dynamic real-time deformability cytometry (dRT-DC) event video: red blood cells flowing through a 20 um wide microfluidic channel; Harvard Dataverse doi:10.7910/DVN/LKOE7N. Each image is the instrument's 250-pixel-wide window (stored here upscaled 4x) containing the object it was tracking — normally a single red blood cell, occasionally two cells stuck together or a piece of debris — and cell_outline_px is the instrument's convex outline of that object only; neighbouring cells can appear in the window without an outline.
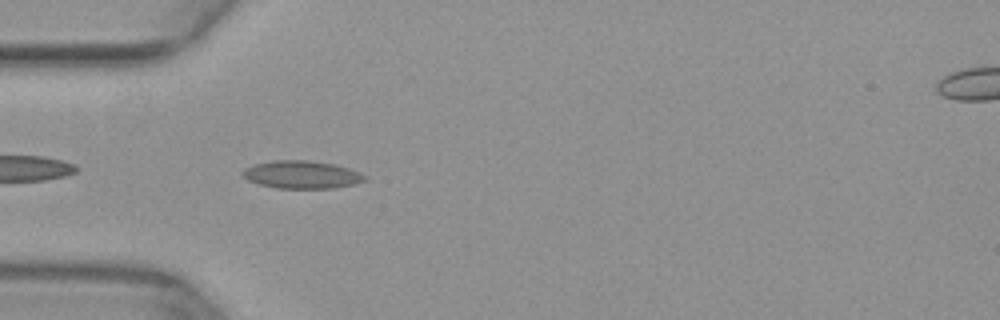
{"species": "common noctule bat (a hibernating species)", "species_latin": "Nyctalus noctula", "temperature_condition": "warm", "stored_images_in_passage": 37, "camera_frame_rate_fps": 3000, "um_per_image_px": 0.085, "animal": {"sex": "female", "body_mass_g": 29.2, "forearm_length_mm": 56.3}, "frame": {"image": 1, "passage_image": 2, "time_ms": 0.333, "image_size_px": [1000, 320], "cell_outline_px": [[368, 180], [356, 184], [332, 188], [276, 188], [260, 184], [248, 180], [240, 172], [244, 168], [252, 164], [272, 160], [304, 160], [336, 164], [360, 172], [368, 176]], "centroid_in_image_um": [25.67, 14.84], "position_along_channel_um": 59.3, "area_um2": 20.0}}
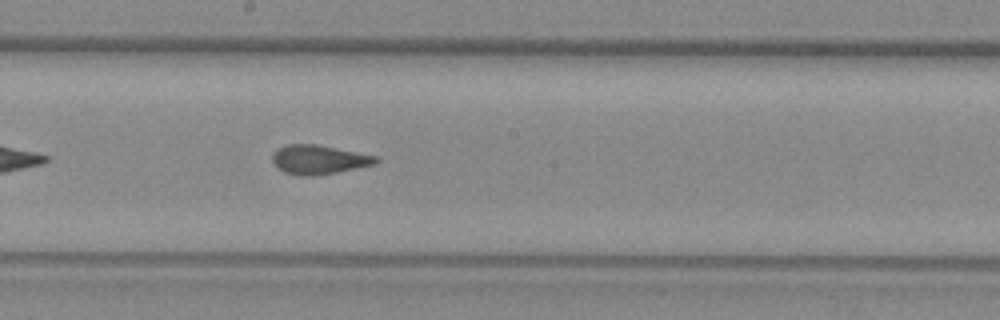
{"frame": {"image": 2, "passage_image": 14, "time_ms": 4.333, "image_size_px": [1000, 320], "cell_outline_px": [[380, 160], [376, 164], [336, 172], [312, 176], [300, 176], [284, 172], [276, 168], [272, 160], [272, 156], [280, 148], [288, 144], [316, 144], [376, 156]], "centroid_in_image_um": [27.09, 13.58], "position_along_channel_um": 221.1, "area_um2": 17.4}}
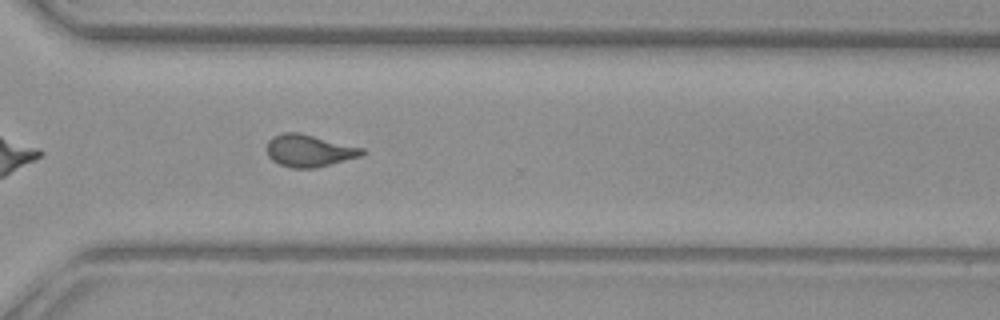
{"frame": {"image": 3, "passage_image": 23, "time_ms": 7.333, "image_size_px": [1000, 320], "cell_outline_px": [[368, 152], [360, 156], [316, 168], [292, 168], [280, 164], [272, 160], [268, 156], [264, 148], [268, 140], [272, 136], [284, 132], [300, 132], [364, 148]], "centroid_in_image_um": [26.25, 12.79], "position_along_channel_um": 344.4, "area_um2": 18.15}}